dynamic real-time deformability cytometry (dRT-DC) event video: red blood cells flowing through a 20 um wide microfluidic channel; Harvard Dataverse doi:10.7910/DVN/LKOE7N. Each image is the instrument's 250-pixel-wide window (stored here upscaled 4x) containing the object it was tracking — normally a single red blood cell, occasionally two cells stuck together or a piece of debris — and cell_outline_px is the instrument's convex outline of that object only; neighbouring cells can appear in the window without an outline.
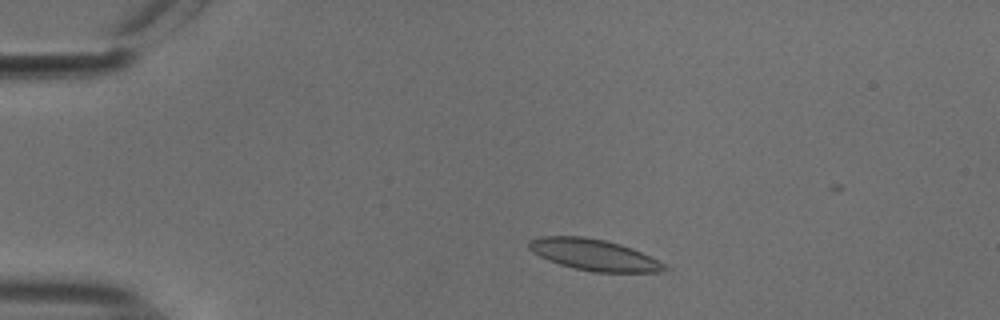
{"species": "common noctule bat (a hibernating species)", "species_latin": "Nyctalus noctula", "temperature_condition": "cold", "stored_images_in_passage": 48, "camera_frame_rate_fps": 3000, "um_per_image_px": 0.085, "animal": {"sex": "male", "body_mass_g": 18.8}, "frame": {"image": 1, "passage_image": 7, "time_ms": 2.0, "image_size_px": [1000, 320], "cell_outline_px": [[672, 268], [664, 272], [592, 272], [572, 268], [548, 260], [532, 252], [528, 248], [528, 240], [540, 236], [584, 236], [604, 240], [620, 244], [632, 248]], "centroid_in_image_um": [50.47, 21.66], "position_along_channel_um": 34.5, "area_um2": 24.8}}
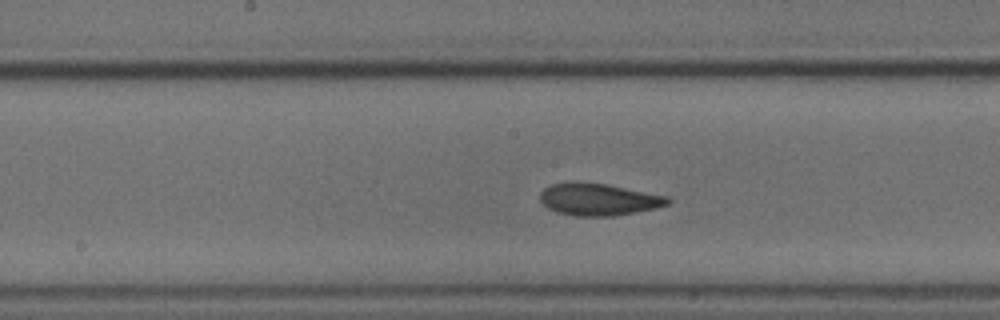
{"frame": {"image": 2, "passage_image": 24, "time_ms": 7.667, "image_size_px": [1000, 320], "cell_outline_px": [[672, 200], [668, 204], [656, 208], [612, 216], [576, 216], [556, 212], [548, 208], [540, 200], [540, 192], [544, 188], [552, 184], [604, 184], [668, 196]], "centroid_in_image_um": [50.9, 16.98], "position_along_channel_um": 197.3, "area_um2": 23.18}}
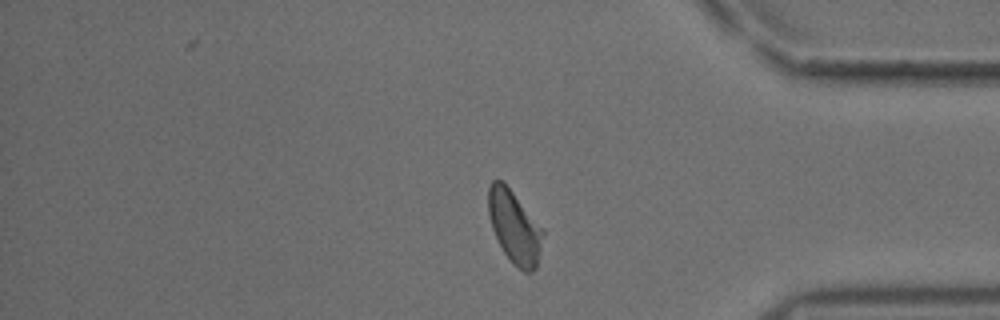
{"frame": {"image": 3, "passage_image": 41, "time_ms": 13.333, "image_size_px": [1000, 320], "cell_outline_px": [[544, 232], [536, 268], [532, 272], [524, 272], [504, 252], [492, 228], [488, 212], [488, 188], [492, 180], [500, 180], [512, 192], [544, 228]], "centroid_in_image_um": [43.74, 19.28], "position_along_channel_um": 391.5, "area_um2": 22.6}, "authors_computed_cell_mechanics": {"area_um2": 23.3801, "velocity_mm_per_s": 3.741, "shape_relaxation_time_tau1_ms": 7.7218, "shape_relaxation_time_tau2_ms": 3.235, "deformation_change_tau1": 0.1739, "deformation_change_tau2": 0.0819}}